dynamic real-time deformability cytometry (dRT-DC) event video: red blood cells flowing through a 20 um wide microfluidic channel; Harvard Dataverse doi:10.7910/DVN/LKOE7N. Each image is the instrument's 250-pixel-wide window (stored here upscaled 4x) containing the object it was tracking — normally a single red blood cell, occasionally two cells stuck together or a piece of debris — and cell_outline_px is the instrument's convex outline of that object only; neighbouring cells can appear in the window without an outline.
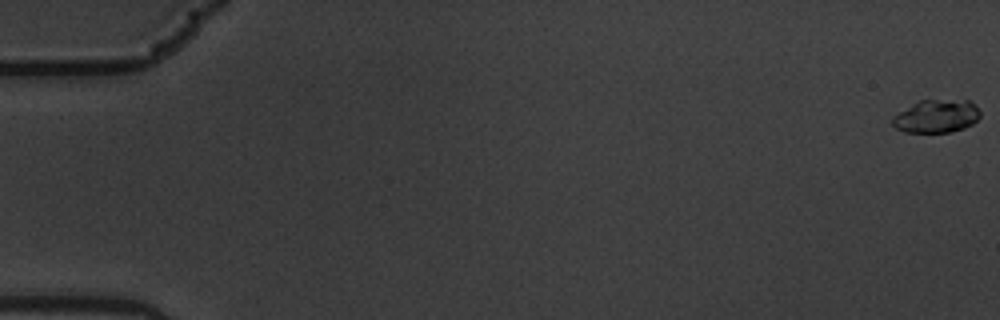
{"species": "common noctule bat (a hibernating species)", "species_latin": "Nyctalus noctula", "temperature_condition": "warm", "stored_images_in_passage": 6, "camera_frame_rate_fps": 3000, "um_per_image_px": 0.085, "animal": {"sex": "male", "body_mass_g": 19.5, "forearm_length_mm": 54.6}, "frame": {"image": 1, "passage_image": 1, "time_ms": 0.0, "image_size_px": [1000, 320], "cell_outline_px": [[980, 116], [972, 124], [964, 128], [948, 132], [904, 132], [896, 128], [892, 124], [892, 116], [920, 100], [968, 100], [980, 112]], "centroid_in_image_um": [79.57, 9.89], "position_along_channel_um": 5.4, "area_um2": 16.65}}